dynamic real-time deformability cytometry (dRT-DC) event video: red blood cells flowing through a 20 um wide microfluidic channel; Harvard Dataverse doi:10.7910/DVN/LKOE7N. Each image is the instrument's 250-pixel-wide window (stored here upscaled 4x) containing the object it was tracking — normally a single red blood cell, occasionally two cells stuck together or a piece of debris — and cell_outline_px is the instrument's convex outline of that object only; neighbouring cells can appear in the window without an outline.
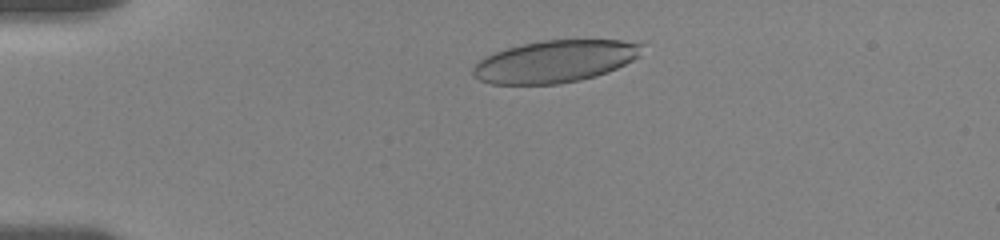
{"species": "human", "species_latin": "Homo sapiens", "temperature_condition": "room temperature", "stored_images_in_passage": 31, "camera_frame_rate_fps": 3000, "um_per_image_px": 0.085, "donor": {"sex": "female"}, "frame": {"image": 1, "passage_image": 5, "time_ms": 2.0, "image_size_px": [1000, 240], "cell_outline_px": [[644, 44], [640, 56], [608, 72], [596, 76], [580, 80], [556, 84], [492, 84], [480, 80], [472, 76], [472, 68], [484, 56], [508, 48], [524, 44], [544, 40], [620, 40]], "centroid_in_image_um": [47.17, 5.22], "position_along_channel_um": 37.8, "area_um2": 41.33}}
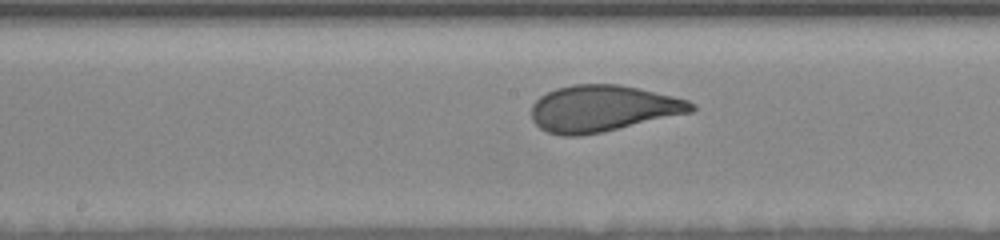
{"frame": {"image": 2, "passage_image": 18, "time_ms": 7.667, "image_size_px": [1000, 240], "cell_outline_px": [[696, 108], [692, 112], [604, 132], [580, 136], [560, 136], [548, 132], [540, 128], [532, 120], [532, 104], [540, 96], [556, 88], [572, 84], [620, 84], [672, 96], [688, 100], [696, 104]], "centroid_in_image_um": [51.22, 9.23], "position_along_channel_um": 197.0, "area_um2": 43.41}}
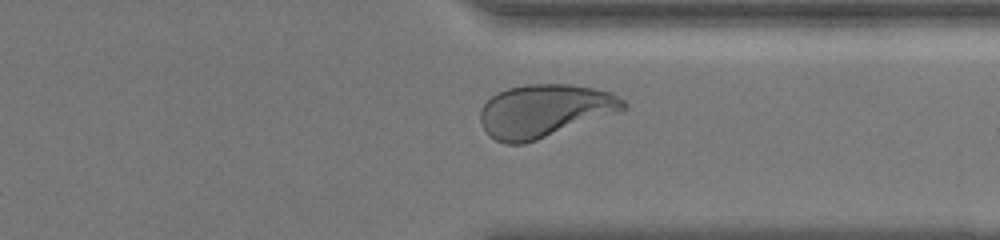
{"frame": {"image": 3, "passage_image": 27, "time_ms": 12.333, "image_size_px": [1000, 240], "cell_outline_px": [[628, 108], [624, 112], [524, 144], [504, 144], [488, 136], [480, 120], [480, 112], [484, 104], [496, 92], [508, 88], [528, 84], [568, 84], [592, 88], [612, 92], [624, 100], [628, 104]], "centroid_in_image_um": [46.35, 9.43], "position_along_channel_um": 365.1, "area_um2": 44.74}, "authors_computed_cell_mechanics": {"area_um2": 43.4078, "velocity_mm_per_s": 3.5956, "shape_relaxation_time_tau1_ms": 3.6149, "shape_relaxation_time_tau2_ms": null, "deformation_change_tau1": 0.1615, "deformation_change_tau2": null}}